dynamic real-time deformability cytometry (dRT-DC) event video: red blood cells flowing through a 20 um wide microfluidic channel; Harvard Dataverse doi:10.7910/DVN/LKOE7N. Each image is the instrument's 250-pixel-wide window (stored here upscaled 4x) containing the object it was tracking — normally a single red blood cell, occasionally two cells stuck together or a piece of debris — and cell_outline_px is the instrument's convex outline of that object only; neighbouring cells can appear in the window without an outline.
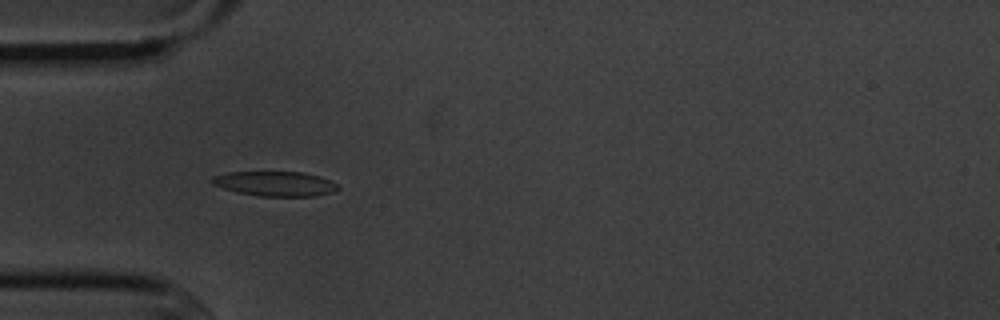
{"species": "common noctule bat (a hibernating species)", "species_latin": "Nyctalus noctula", "temperature_condition": "cold", "stored_images_in_passage": 4, "camera_frame_rate_fps": 3000, "um_per_image_px": 0.085, "animal": {"sex": "male", "body_mass_g": 20.1, "forearm_length_mm": 53.5}, "frame": {"image": 1, "passage_image": 3, "time_ms": 2.333, "image_size_px": [1000, 320], "cell_outline_px": [[340, 188], [332, 192], [312, 196], [260, 196], [236, 192], [212, 184], [208, 180], [212, 176], [228, 172], [304, 172], [320, 176], [340, 184]], "centroid_in_image_um": [23.38, 15.61], "position_along_channel_um": 61.6, "area_um2": 18.32}}
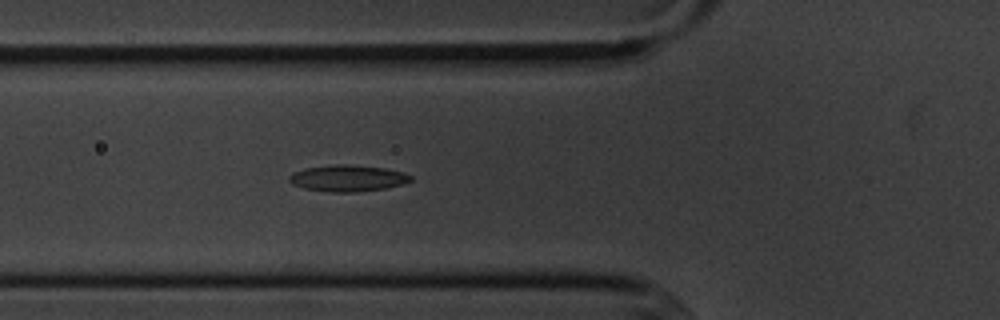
{"frame": {"image": 2, "passage_image": 4, "time_ms": 3.333, "image_size_px": [1000, 320], "cell_outline_px": [[412, 180], [404, 184], [384, 188], [352, 192], [328, 192], [304, 188], [292, 184], [288, 180], [288, 176], [292, 172], [304, 168], [336, 164], [348, 164], [384, 168], [404, 172], [412, 176]], "centroid_in_image_um": [29.53, 15.14], "position_along_channel_um": 96.3, "area_um2": 18.79}}